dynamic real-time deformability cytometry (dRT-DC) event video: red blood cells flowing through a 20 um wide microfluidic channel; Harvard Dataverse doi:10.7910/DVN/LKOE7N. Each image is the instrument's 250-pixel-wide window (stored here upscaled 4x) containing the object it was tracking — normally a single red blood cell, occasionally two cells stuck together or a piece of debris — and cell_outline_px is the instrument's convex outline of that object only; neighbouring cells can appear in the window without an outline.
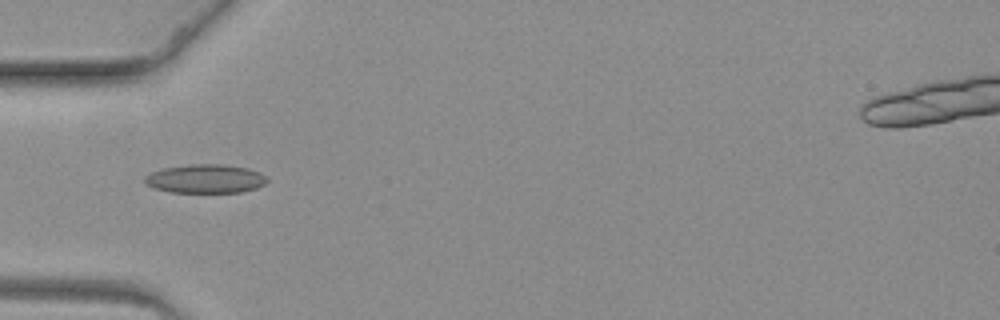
{"species": "common noctule bat (a hibernating species)", "species_latin": "Nyctalus noctula", "temperature_condition": "warm", "stored_images_in_passage": 43, "camera_frame_rate_fps": 3000, "um_per_image_px": 0.085, "animal": {"sex": "female", "body_mass_g": 19.3, "forearm_length_mm": 54.1}, "frame": {"image": 1, "passage_image": 1, "time_ms": 0.0, "image_size_px": [1000, 320], "cell_outline_px": [[268, 180], [264, 184], [256, 188], [240, 192], [172, 192], [152, 188], [144, 184], [144, 176], [152, 172], [164, 168], [192, 164], [224, 164], [248, 168], [260, 172], [268, 176]], "centroid_in_image_um": [17.46, 15.19], "position_along_channel_um": 67.5, "area_um2": 20.63}}
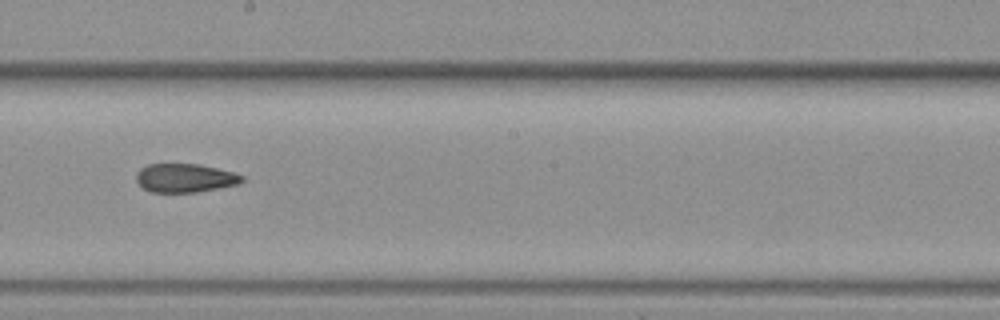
{"frame": {"image": 2, "passage_image": 16, "time_ms": 5.0, "image_size_px": [1000, 320], "cell_outline_px": [[244, 180], [240, 184], [196, 192], [152, 192], [144, 188], [136, 180], [136, 172], [140, 168], [148, 164], [200, 164], [232, 172], [244, 176]], "centroid_in_image_um": [15.73, 15.12], "position_along_channel_um": 232.5, "area_um2": 17.63}}
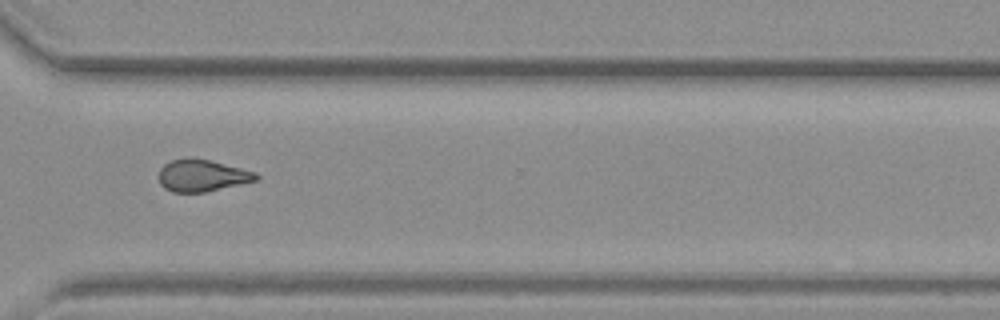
{"frame": {"image": 3, "passage_image": 27, "time_ms": 8.667, "image_size_px": [1000, 320], "cell_outline_px": [[260, 176], [256, 180], [240, 184], [204, 192], [172, 192], [164, 188], [160, 184], [160, 168], [164, 164], [172, 160], [208, 160], [256, 172]], "centroid_in_image_um": [17.18, 14.95], "position_along_channel_um": 353.4, "area_um2": 17.46}}